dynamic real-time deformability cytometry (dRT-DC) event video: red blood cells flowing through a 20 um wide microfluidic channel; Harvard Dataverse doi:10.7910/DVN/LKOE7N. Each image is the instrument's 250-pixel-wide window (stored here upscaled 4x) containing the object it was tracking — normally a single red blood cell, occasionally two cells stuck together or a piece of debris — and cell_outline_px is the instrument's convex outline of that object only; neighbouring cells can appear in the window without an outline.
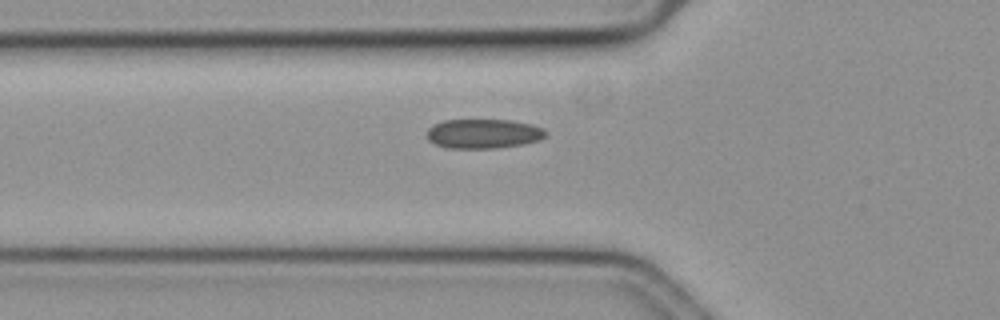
{"species": "common noctule bat (a hibernating species)", "species_latin": "Nyctalus noctula", "temperature_condition": "cold", "stored_images_in_passage": 4, "camera_frame_rate_fps": 3000, "um_per_image_px": 0.085, "animal": {"sex": "female", "body_mass_g": 19.3, "forearm_length_mm": 54.1}, "frame": {"image": 1, "passage_image": 2, "time_ms": 0.333, "image_size_px": [1000, 320], "cell_outline_px": [[548, 136], [540, 140], [524, 144], [496, 148], [448, 148], [436, 144], [428, 140], [428, 128], [432, 124], [444, 120], [512, 120], [532, 124], [544, 128], [548, 132]], "centroid_in_image_um": [41.14, 11.36], "position_along_channel_um": 84.7, "area_um2": 20.63}}